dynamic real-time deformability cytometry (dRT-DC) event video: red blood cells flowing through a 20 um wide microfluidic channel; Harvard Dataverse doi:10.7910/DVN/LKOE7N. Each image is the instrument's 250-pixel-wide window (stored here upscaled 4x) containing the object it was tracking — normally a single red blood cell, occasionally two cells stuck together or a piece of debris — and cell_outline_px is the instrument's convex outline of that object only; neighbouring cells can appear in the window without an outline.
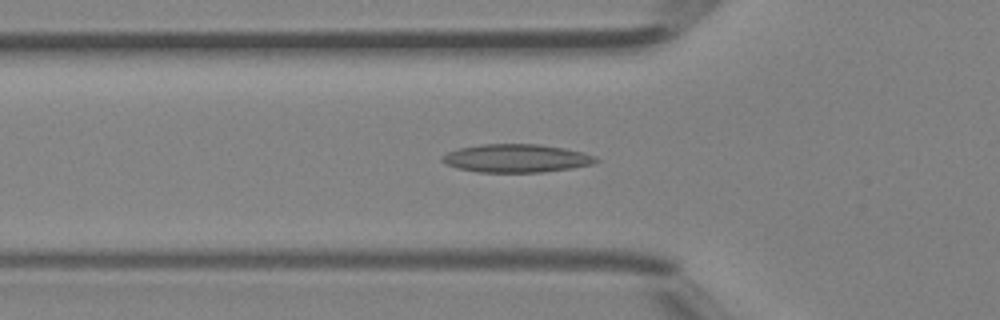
{"species": "Egyptian fruit bat (a non-hibernating species)", "species_latin": "Rousettus aegyptiacus", "temperature_condition": "room temperature", "stored_images_in_passage": 42, "camera_frame_rate_fps": 3000, "um_per_image_px": 0.085, "animal": {"sex": "female"}, "frame": {"image": 1, "passage_image": 14, "time_ms": 4.333, "image_size_px": [1000, 320], "cell_outline_px": [[600, 160], [592, 164], [572, 168], [540, 172], [480, 172], [456, 168], [444, 164], [440, 160], [440, 156], [448, 152], [460, 148], [480, 144], [540, 144], [564, 148], [596, 156]], "centroid_in_image_um": [43.85, 13.45], "position_along_channel_um": 82.0, "area_um2": 25.32}}
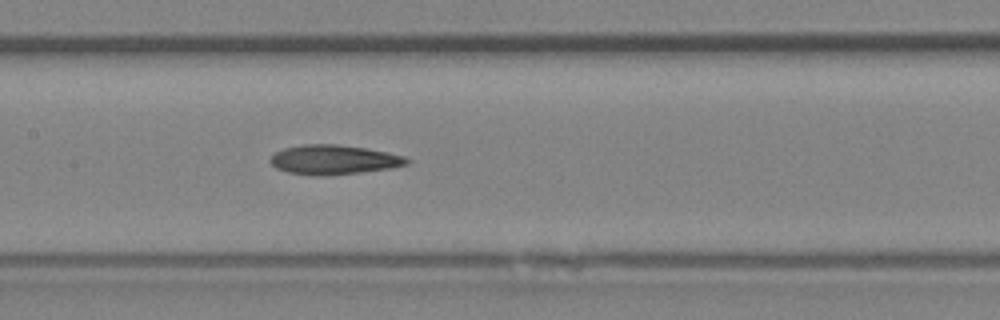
{"frame": {"image": 2, "passage_image": 20, "time_ms": 6.333, "image_size_px": [1000, 320], "cell_outline_px": [[412, 160], [408, 164], [392, 168], [360, 172], [324, 176], [312, 176], [288, 172], [276, 168], [268, 160], [276, 152], [284, 148], [304, 144], [336, 144], [364, 148], [388, 152], [404, 156]], "centroid_in_image_um": [28.38, 13.58], "position_along_channel_um": 179.0, "area_um2": 23.52}}
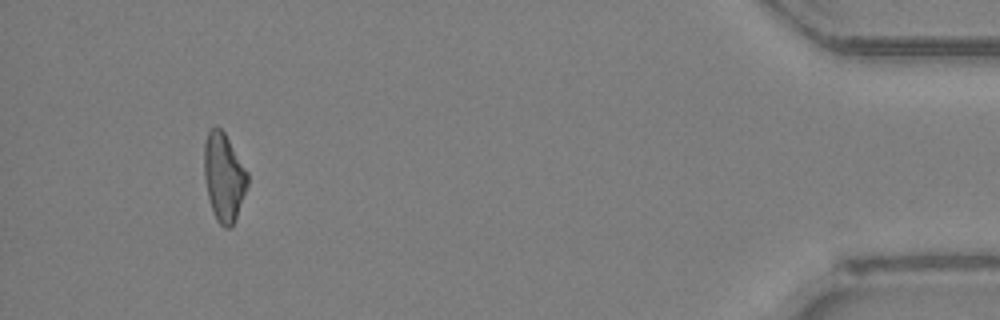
{"frame": {"image": 3, "passage_image": 39, "time_ms": 12.667, "image_size_px": [1000, 320], "cell_outline_px": [[248, 184], [236, 216], [232, 224], [228, 228], [224, 228], [216, 220], [208, 196], [204, 176], [204, 140], [208, 132], [212, 128], [220, 128], [224, 132], [248, 172]], "centroid_in_image_um": [19.02, 15.03], "position_along_channel_um": 416.2, "area_um2": 21.96}}